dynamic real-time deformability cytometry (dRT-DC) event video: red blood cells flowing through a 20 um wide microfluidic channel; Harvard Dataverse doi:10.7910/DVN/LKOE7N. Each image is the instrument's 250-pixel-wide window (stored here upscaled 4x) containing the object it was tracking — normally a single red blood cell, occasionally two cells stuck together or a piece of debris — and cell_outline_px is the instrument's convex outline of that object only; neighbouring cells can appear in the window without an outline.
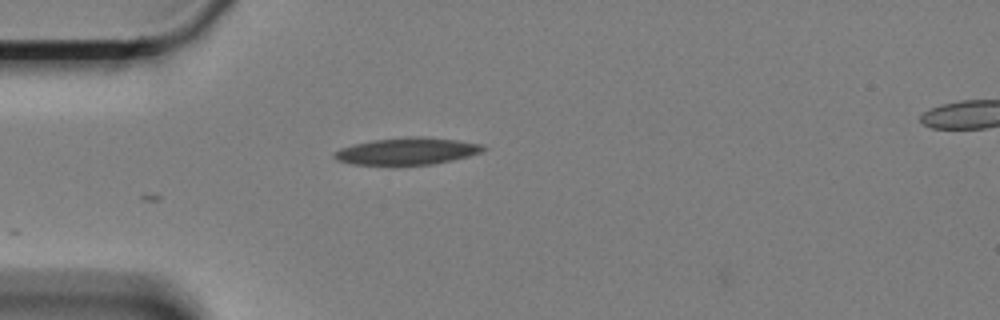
{"species": "Egyptian fruit bat (a non-hibernating species)", "species_latin": "Rousettus aegyptiacus", "temperature_condition": "cold", "stored_images_in_passage": 15, "camera_frame_rate_fps": 3000, "um_per_image_px": 0.085, "animal": {"sex": "female"}, "frame": {"image": 1, "passage_image": 1, "time_ms": 0.0, "image_size_px": [1000, 320], "cell_outline_px": [[488, 148], [480, 152], [468, 156], [452, 160], [432, 164], [392, 168], [352, 164], [336, 160], [332, 156], [340, 148], [372, 140], [404, 136], [420, 136], [456, 140], [480, 144]], "centroid_in_image_um": [34.54, 12.89], "position_along_channel_um": 50.5, "area_um2": 24.28}}
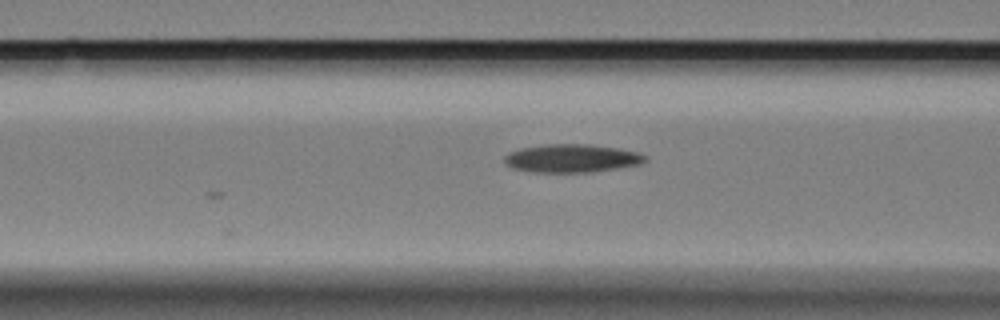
{"frame": {"image": 2, "passage_image": 8, "time_ms": 2.333, "image_size_px": [1000, 320], "cell_outline_px": [[648, 160], [640, 164], [592, 172], [532, 172], [512, 168], [504, 160], [504, 156], [508, 152], [520, 148], [548, 144], [588, 144], [616, 148], [636, 152], [648, 156]], "centroid_in_image_um": [48.59, 13.45], "position_along_channel_um": 118.0, "area_um2": 23.06}}
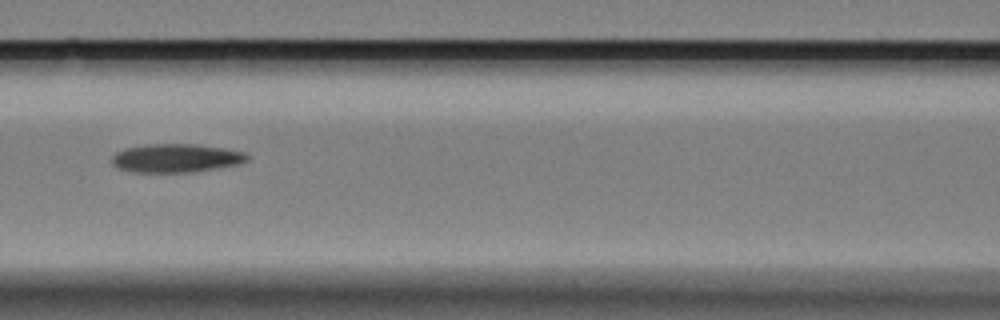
{"frame": {"image": 3, "passage_image": 11, "time_ms": 3.333, "image_size_px": [1000, 320], "cell_outline_px": [[248, 160], [240, 164], [196, 172], [132, 172], [120, 168], [112, 164], [112, 156], [116, 152], [124, 148], [144, 144], [196, 144], [224, 148], [244, 152], [248, 156]], "centroid_in_image_um": [14.96, 13.44], "position_along_channel_um": 151.6, "area_um2": 22.66}}